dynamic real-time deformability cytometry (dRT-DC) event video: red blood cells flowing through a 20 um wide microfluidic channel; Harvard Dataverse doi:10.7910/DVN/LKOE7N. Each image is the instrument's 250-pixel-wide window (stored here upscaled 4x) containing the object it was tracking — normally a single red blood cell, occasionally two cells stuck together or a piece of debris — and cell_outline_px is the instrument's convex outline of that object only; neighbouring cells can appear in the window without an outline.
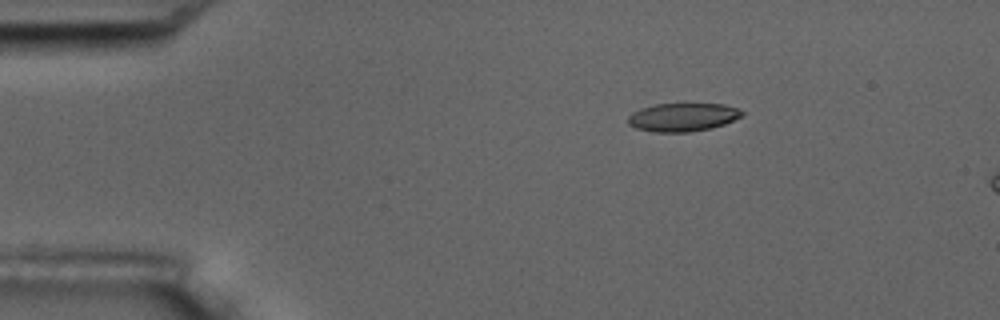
{"species": "common noctule bat (a hibernating species)", "species_latin": "Nyctalus noctula", "temperature_condition": "room temperature", "stored_images_in_passage": 6, "camera_frame_rate_fps": 3000, "um_per_image_px": 0.085, "animal": {"sex": "male", "body_mass_g": 17.5, "forearm_length_mm": 52.3}, "frame": {"image": 1, "passage_image": 6, "time_ms": 6.667, "image_size_px": [1000, 320], "cell_outline_px": [[744, 116], [724, 124], [712, 128], [688, 132], [652, 132], [636, 128], [628, 124], [628, 116], [632, 112], [640, 108], [656, 104], [724, 104], [736, 108], [744, 112]], "centroid_in_image_um": [58.03, 9.96], "position_along_channel_um": 27.0, "area_um2": 18.9}}